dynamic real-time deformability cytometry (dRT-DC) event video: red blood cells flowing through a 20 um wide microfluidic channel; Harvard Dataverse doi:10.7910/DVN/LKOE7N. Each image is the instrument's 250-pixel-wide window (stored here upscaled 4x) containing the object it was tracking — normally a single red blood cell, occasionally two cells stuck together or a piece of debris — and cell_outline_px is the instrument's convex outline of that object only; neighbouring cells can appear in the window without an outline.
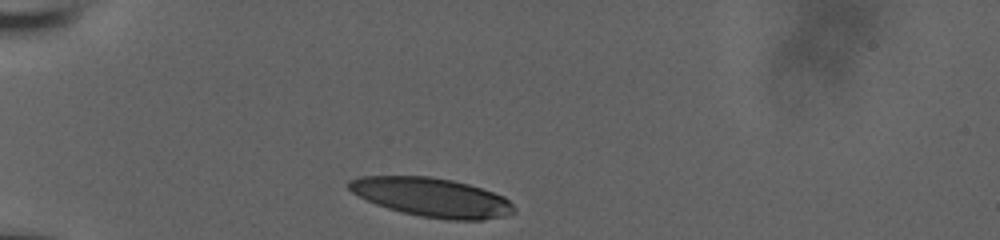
{"species": "human", "species_latin": "Homo sapiens", "temperature_condition": "room temperature", "stored_images_in_passage": 31, "camera_frame_rate_fps": 3000, "um_per_image_px": 0.085, "donor": {"sex": "male"}, "frame": {"image": 1, "passage_image": 1, "time_ms": 0.0, "image_size_px": [1000, 240], "cell_outline_px": [[516, 212], [504, 216], [484, 220], [448, 220], [420, 216], [388, 208], [376, 204], [352, 192], [344, 184], [348, 180], [360, 176], [428, 176], [452, 180], [468, 184], [504, 196], [516, 208]], "centroid_in_image_um": [36.7, 16.77], "position_along_channel_um": 48.3, "area_um2": 37.45}}
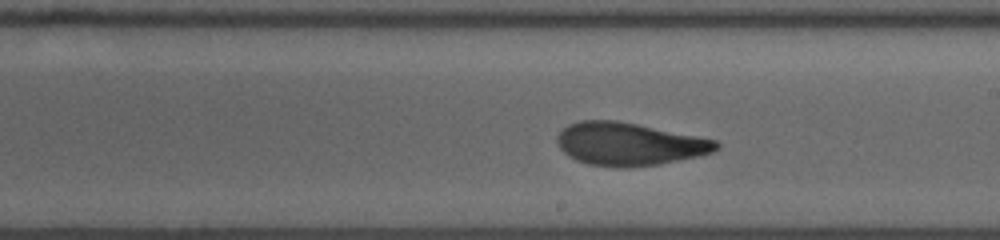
{"frame": {"image": 2, "passage_image": 18, "time_ms": 5.667, "image_size_px": [1000, 240], "cell_outline_px": [[720, 148], [712, 152], [700, 156], [660, 164], [628, 168], [620, 168], [588, 164], [576, 160], [568, 156], [560, 148], [556, 140], [556, 136], [568, 124], [580, 120], [616, 120], [716, 140], [720, 144]], "centroid_in_image_um": [53.46, 12.25], "position_along_channel_um": 235.5, "area_um2": 39.77}}
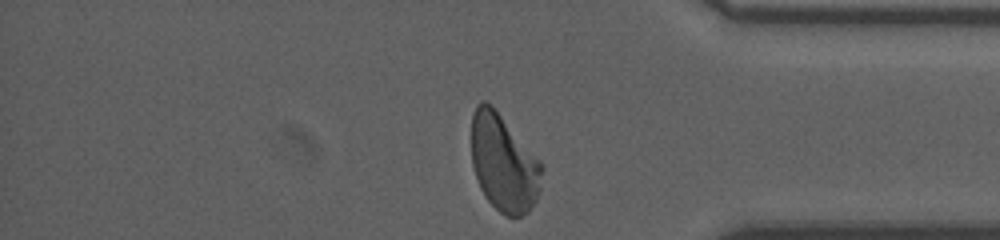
{"frame": {"image": 3, "passage_image": 31, "time_ms": 10.0, "image_size_px": [1000, 240], "cell_outline_px": [[544, 168], [540, 192], [536, 200], [528, 212], [520, 216], [508, 216], [500, 212], [484, 196], [480, 188], [472, 164], [472, 112], [476, 104], [484, 100], [492, 104], [540, 160]], "centroid_in_image_um": [42.83, 13.84], "position_along_channel_um": 392.4, "area_um2": 40.11}, "authors_computed_cell_mechanics": {"area_um2": 39.6508, "velocity_mm_per_s": 3.9043, "shape_relaxation_time_tau1_ms": 4.9127, "shape_relaxation_time_tau2_ms": 1.4088, "deformation_change_tau1": 0.2079, "deformation_change_tau2": 0.0747}}